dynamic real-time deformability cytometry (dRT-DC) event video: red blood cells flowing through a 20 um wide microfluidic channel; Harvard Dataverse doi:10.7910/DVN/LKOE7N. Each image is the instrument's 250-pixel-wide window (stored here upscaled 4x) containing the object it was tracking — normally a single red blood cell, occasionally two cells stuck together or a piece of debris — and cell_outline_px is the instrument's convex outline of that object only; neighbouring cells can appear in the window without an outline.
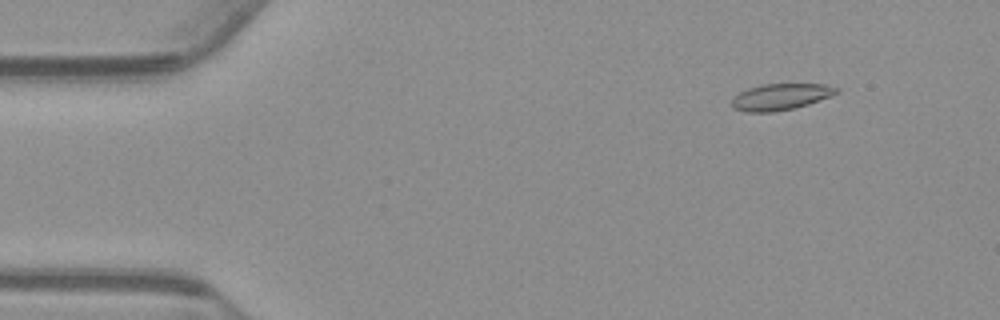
{"species": "common noctule bat (a hibernating species)", "species_latin": "Nyctalus noctula", "temperature_condition": "warm", "stored_images_in_passage": 55, "camera_frame_rate_fps": 3000, "um_per_image_px": 0.085, "animal": {"sex": "male", "body_mass_g": 23.1, "forearm_length_mm": 52.7}, "frame": {"image": 1, "passage_image": 6, "time_ms": 1.667, "image_size_px": [1000, 320], "cell_outline_px": [[840, 92], [808, 104], [792, 108], [772, 112], [744, 112], [732, 108], [732, 100], [740, 92], [748, 88], [760, 84], [824, 84], [840, 88]], "centroid_in_image_um": [66.35, 8.22], "position_along_channel_um": 18.7, "area_um2": 16.01}}
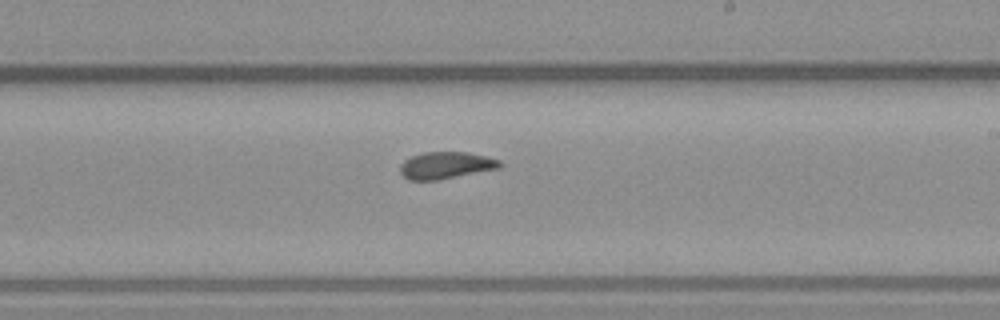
{"frame": {"image": 2, "passage_image": 32, "time_ms": 10.333, "image_size_px": [1000, 320], "cell_outline_px": [[504, 164], [500, 168], [436, 180], [408, 180], [400, 172], [400, 164], [404, 160], [412, 156], [424, 152], [468, 152], [488, 156], [500, 160]], "centroid_in_image_um": [37.92, 14.04], "position_along_channel_um": 251.1, "area_um2": 15.72}}
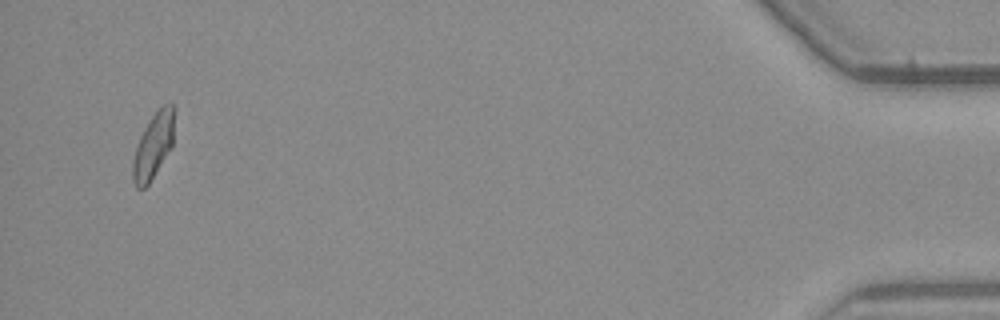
{"frame": {"image": 3, "passage_image": 53, "time_ms": 17.333, "image_size_px": [1000, 320], "cell_outline_px": [[176, 108], [172, 144], [148, 184], [144, 188], [136, 188], [132, 180], [132, 160], [140, 136], [144, 128], [156, 108], [164, 104], [176, 104]], "centroid_in_image_um": [13.04, 12.3], "position_along_channel_um": 422.2, "area_um2": 15.9}, "authors_computed_cell_mechanics": {"area_um2": 16.184, "velocity_mm_per_s": 3.7179, "shape_relaxation_time_tau1_ms": 6.5171, "shape_relaxation_time_tau2_ms": 3.0634, "deformation_change_tau1": 0.1398, "deformation_change_tau2": 0.0854}}